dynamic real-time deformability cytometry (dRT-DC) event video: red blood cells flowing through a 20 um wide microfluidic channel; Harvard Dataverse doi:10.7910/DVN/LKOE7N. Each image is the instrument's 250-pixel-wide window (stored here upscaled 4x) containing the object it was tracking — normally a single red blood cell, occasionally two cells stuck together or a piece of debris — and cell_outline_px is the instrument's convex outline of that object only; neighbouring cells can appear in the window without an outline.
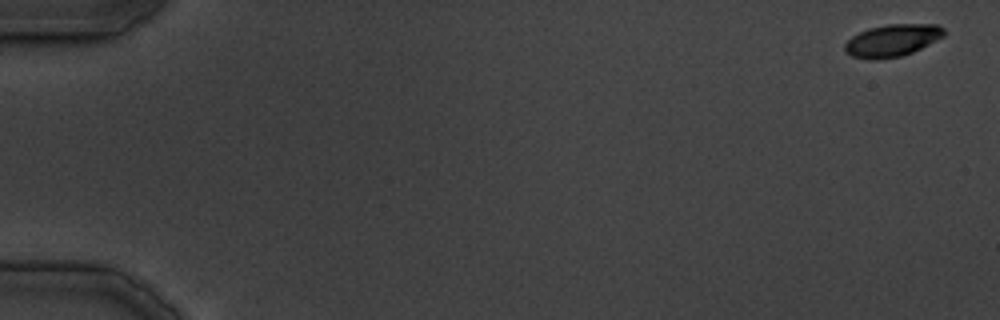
{"species": "common noctule bat (a hibernating species)", "species_latin": "Nyctalus noctula", "temperature_condition": "cold", "stored_images_in_passage": 5, "camera_frame_rate_fps": 3000, "um_per_image_px": 0.085, "animal": {"sex": "male", "body_mass_g": 19.5, "forearm_length_mm": 54.6}, "frame": {"image": 1, "passage_image": 1, "time_ms": 0.0, "image_size_px": [1000, 320], "cell_outline_px": [[944, 36], [912, 52], [900, 56], [880, 60], [872, 60], [852, 56], [844, 52], [844, 44], [852, 36], [868, 28], [888, 24], [936, 24], [944, 28]], "centroid_in_image_um": [75.81, 3.44], "position_along_channel_um": 9.2, "area_um2": 18.61}}